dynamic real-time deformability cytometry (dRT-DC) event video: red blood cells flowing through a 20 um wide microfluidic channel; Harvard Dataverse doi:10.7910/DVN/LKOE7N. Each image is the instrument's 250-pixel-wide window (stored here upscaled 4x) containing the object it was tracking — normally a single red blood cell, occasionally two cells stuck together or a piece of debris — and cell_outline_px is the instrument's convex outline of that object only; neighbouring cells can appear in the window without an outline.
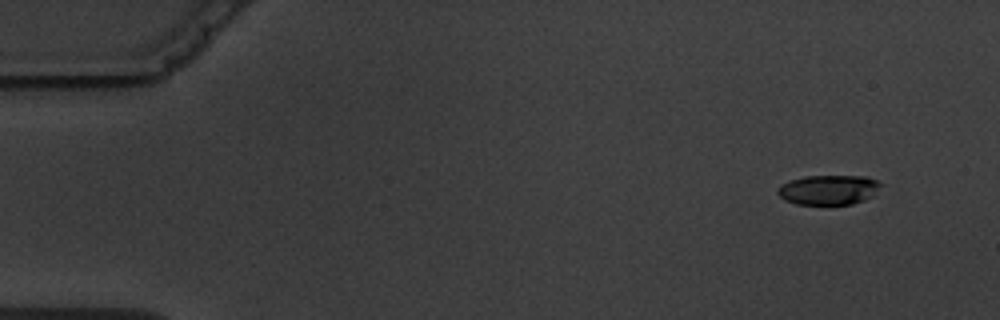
{"species": "common noctule bat (a hibernating species)", "species_latin": "Nyctalus noctula", "temperature_condition": "warm", "stored_images_in_passage": 3, "camera_frame_rate_fps": 3000, "um_per_image_px": 0.085, "animal": {"sex": "male", "body_mass_g": 19.5, "forearm_length_mm": 54.6}, "frame": {"image": 1, "passage_image": 1, "time_ms": 0.0, "image_size_px": [1000, 320], "cell_outline_px": [[884, 184], [872, 196], [864, 200], [852, 204], [796, 204], [784, 200], [776, 192], [780, 184], [788, 180], [804, 176], [868, 176]], "centroid_in_image_um": [70.42, 16.12], "position_along_channel_um": 14.6, "area_um2": 18.09}}